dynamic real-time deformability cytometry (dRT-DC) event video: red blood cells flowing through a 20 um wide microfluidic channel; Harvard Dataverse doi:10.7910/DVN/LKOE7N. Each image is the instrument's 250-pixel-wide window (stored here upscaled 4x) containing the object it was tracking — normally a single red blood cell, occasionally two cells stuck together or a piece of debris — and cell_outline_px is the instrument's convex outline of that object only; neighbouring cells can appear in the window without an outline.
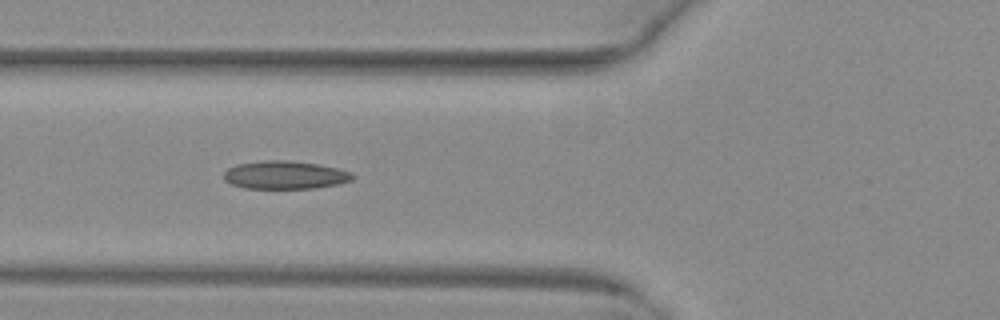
{"species": "common noctule bat (a hibernating species)", "species_latin": "Nyctalus noctula", "temperature_condition": "warm", "stored_images_in_passage": 27, "camera_frame_rate_fps": 3000, "um_per_image_px": 0.085, "animal": {"sex": "female", "body_mass_g": 29.2, "forearm_length_mm": 56.3}, "frame": {"image": 1, "passage_image": 6, "time_ms": 1.667, "image_size_px": [1000, 320], "cell_outline_px": [[356, 176], [352, 180], [340, 184], [316, 188], [244, 188], [232, 184], [224, 180], [224, 172], [228, 168], [236, 164], [260, 160], [288, 160], [320, 164], [352, 172]], "centroid_in_image_um": [24.24, 14.86], "position_along_channel_um": 101.6, "area_um2": 21.33}}
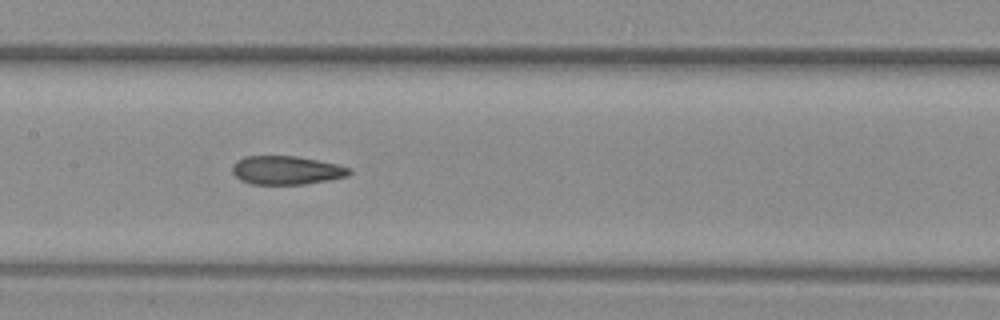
{"frame": {"image": 2, "passage_image": 12, "time_ms": 3.667, "image_size_px": [1000, 320], "cell_outline_px": [[352, 172], [348, 176], [328, 180], [304, 184], [252, 184], [240, 180], [232, 172], [232, 164], [236, 160], [244, 156], [296, 156], [336, 164], [352, 168]], "centroid_in_image_um": [24.33, 14.47], "position_along_channel_um": 183.1, "area_um2": 19.54}}
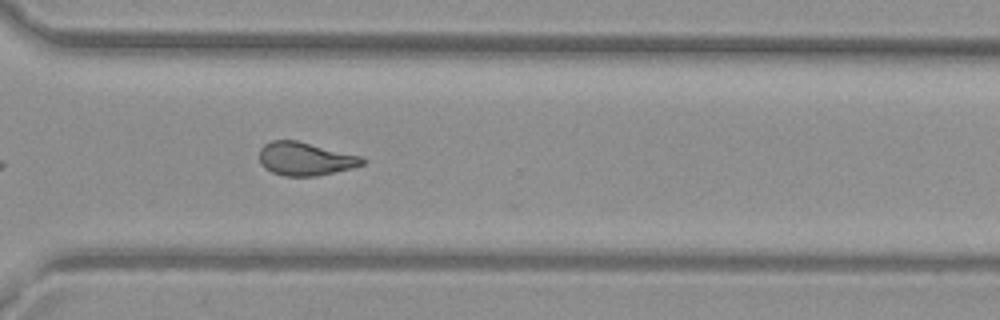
{"frame": {"image": 3, "passage_image": 24, "time_ms": 7.667, "image_size_px": [1000, 320], "cell_outline_px": [[364, 164], [352, 168], [316, 176], [284, 176], [272, 172], [264, 168], [260, 164], [260, 148], [264, 144], [272, 140], [296, 140], [360, 156], [364, 160]], "centroid_in_image_um": [25.9, 13.5], "position_along_channel_um": 344.7, "area_um2": 19.83}}